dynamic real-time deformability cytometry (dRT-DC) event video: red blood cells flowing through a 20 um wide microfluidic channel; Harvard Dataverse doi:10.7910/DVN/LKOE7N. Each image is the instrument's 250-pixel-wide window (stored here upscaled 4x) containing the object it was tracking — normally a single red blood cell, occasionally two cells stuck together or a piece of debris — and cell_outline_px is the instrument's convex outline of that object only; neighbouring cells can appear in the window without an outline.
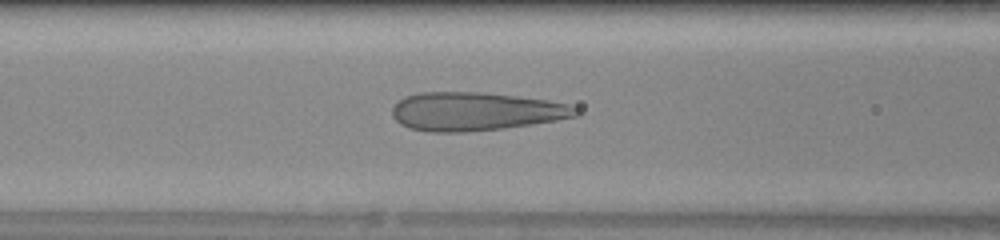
{"species": "human", "species_latin": "Homo sapiens", "temperature_condition": "warm", "stored_images_in_passage": 46, "camera_frame_rate_fps": 3000, "um_per_image_px": 0.085, "donor": {"sex": "female"}, "frame": {"image": 1, "passage_image": 21, "time_ms": 6.667, "image_size_px": [1000, 240], "cell_outline_px": [[580, 116], [532, 124], [504, 128], [464, 132], [428, 132], [408, 128], [400, 124], [392, 116], [392, 108], [404, 96], [420, 92], [480, 92], [516, 96], [548, 100], [568, 104], [576, 108], [580, 112]], "centroid_in_image_um": [40.41, 9.48], "position_along_channel_um": 126.2, "area_um2": 41.27}}
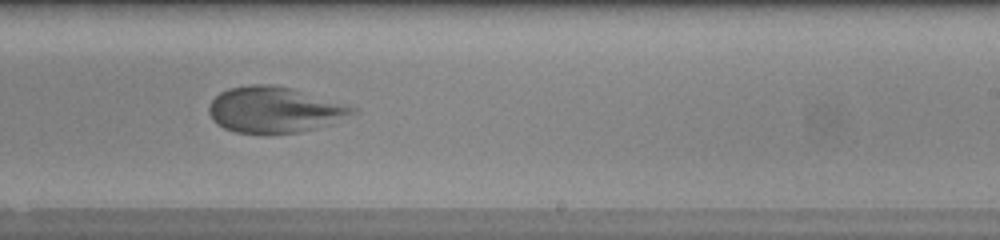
{"frame": {"image": 2, "passage_image": 31, "time_ms": 10.0, "image_size_px": [1000, 240], "cell_outline_px": [[360, 112], [328, 124], [316, 128], [300, 132], [236, 132], [224, 128], [216, 124], [212, 120], [208, 112], [208, 108], [212, 100], [220, 92], [228, 88], [248, 84], [268, 84], [292, 88], [356, 108]], "centroid_in_image_um": [23.29, 9.31], "position_along_channel_um": 265.7, "area_um2": 37.97}}
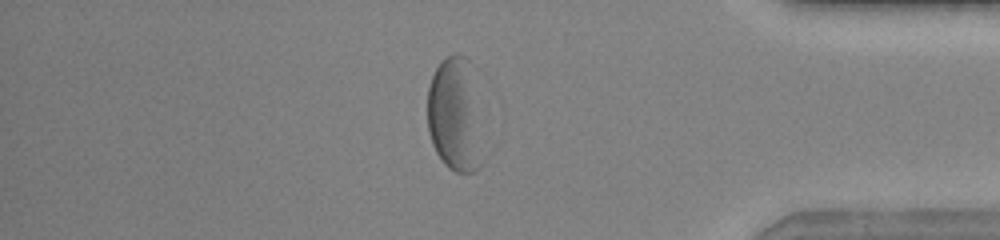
{"frame": {"image": 3, "passage_image": 42, "time_ms": 13.667, "image_size_px": [1000, 240], "cell_outline_px": [[480, 168], [476, 172], [456, 172], [448, 168], [444, 164], [436, 152], [432, 144], [428, 132], [428, 88], [432, 76], [440, 60], [448, 56], [464, 56], [472, 64]], "centroid_in_image_um": [38.59, 9.76], "position_along_channel_um": 396.6, "area_um2": 35.49}}